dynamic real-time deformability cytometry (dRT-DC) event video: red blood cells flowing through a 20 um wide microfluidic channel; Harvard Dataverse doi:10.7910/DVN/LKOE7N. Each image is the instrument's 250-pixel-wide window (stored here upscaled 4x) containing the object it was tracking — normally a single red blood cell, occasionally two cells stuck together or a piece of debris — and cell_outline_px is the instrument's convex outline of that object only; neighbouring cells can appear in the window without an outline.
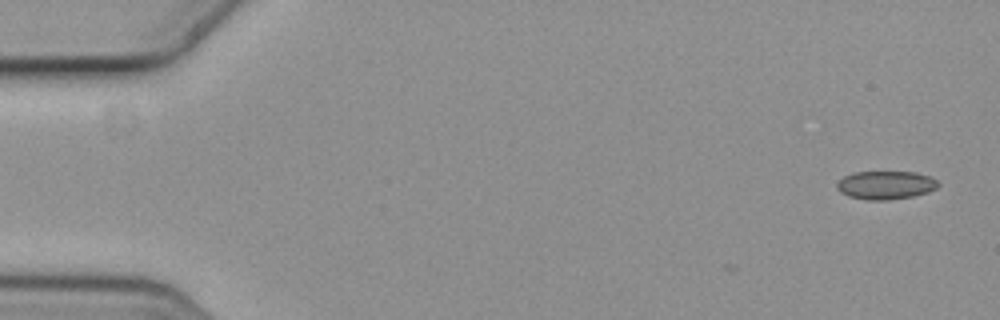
{"species": "common noctule bat (a hibernating species)", "species_latin": "Nyctalus noctula", "temperature_condition": "cold", "stored_images_in_passage": 3, "camera_frame_rate_fps": 3000, "um_per_image_px": 0.085, "animal": {"sex": "female", "body_mass_g": 19.3, "forearm_length_mm": 54.1}, "frame": {"image": 1, "passage_image": 1, "time_ms": 0.0, "image_size_px": [1000, 320], "cell_outline_px": [[940, 184], [936, 188], [928, 192], [912, 196], [888, 200], [868, 200], [848, 196], [840, 192], [836, 188], [836, 184], [844, 176], [852, 172], [916, 172], [928, 176], [936, 180]], "centroid_in_image_um": [75.26, 15.73], "position_along_channel_um": 9.7, "area_um2": 16.7}}